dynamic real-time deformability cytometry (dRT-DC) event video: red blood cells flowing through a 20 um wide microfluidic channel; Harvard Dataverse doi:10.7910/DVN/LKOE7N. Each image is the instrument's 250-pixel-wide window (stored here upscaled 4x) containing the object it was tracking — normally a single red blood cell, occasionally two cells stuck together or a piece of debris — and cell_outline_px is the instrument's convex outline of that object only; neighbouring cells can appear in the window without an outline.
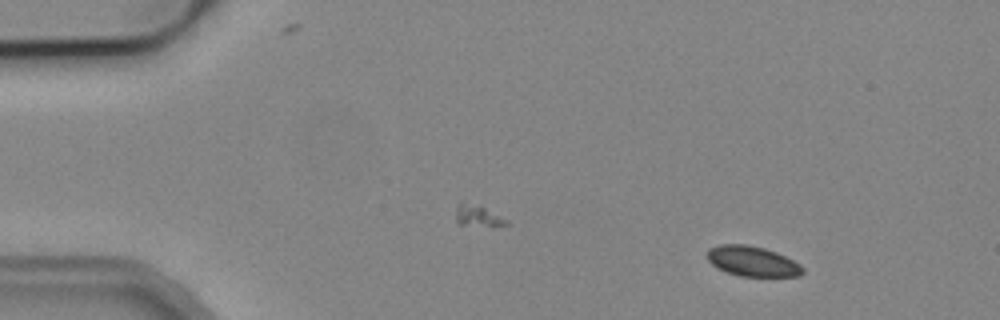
{"species": "common noctule bat (a hibernating species)", "species_latin": "Nyctalus noctula", "temperature_condition": "cold", "stored_images_in_passage": 4, "camera_frame_rate_fps": 3000, "um_per_image_px": 0.085, "animal": {"sex": "male", "body_mass_g": 19.2, "forearm_length_mm": 51.8}, "frame": {"image": 1, "passage_image": 1, "time_ms": 0.0, "image_size_px": [1000, 320], "cell_outline_px": [[804, 272], [800, 276], [740, 276], [716, 268], [708, 260], [708, 248], [720, 244], [744, 244], [764, 248], [776, 252], [800, 264], [804, 268]], "centroid_in_image_um": [63.95, 22.2], "position_along_channel_um": 21.1, "area_um2": 16.7}}
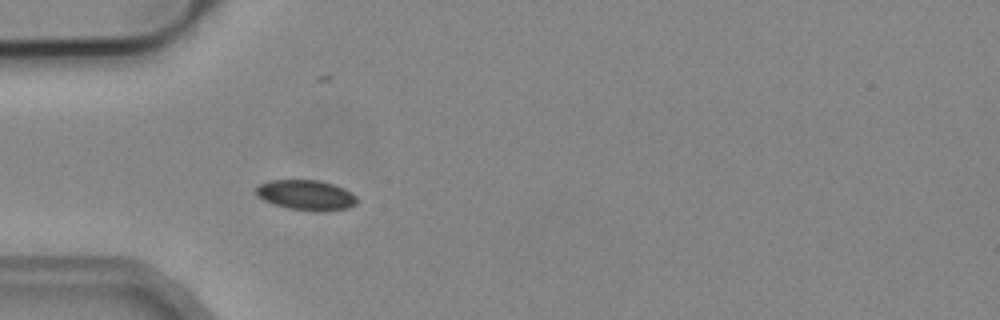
{"frame": {"image": 2, "passage_image": 4, "time_ms": 3.333, "image_size_px": [1000, 320], "cell_outline_px": [[356, 204], [348, 208], [324, 212], [312, 212], [288, 208], [264, 200], [256, 196], [256, 188], [260, 184], [268, 180], [320, 180], [344, 188], [356, 196]], "centroid_in_image_um": [26.03, 16.59], "position_along_channel_um": 59.0, "area_um2": 17.86}}